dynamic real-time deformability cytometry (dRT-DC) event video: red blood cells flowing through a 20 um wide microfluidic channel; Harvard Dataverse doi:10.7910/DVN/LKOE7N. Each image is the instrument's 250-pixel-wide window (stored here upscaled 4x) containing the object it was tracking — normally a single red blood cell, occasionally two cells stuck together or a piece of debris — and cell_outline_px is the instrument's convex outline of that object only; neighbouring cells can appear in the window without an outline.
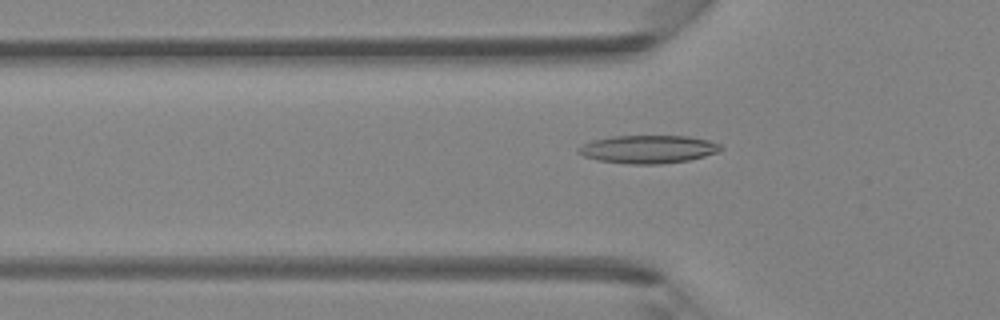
{"species": "Egyptian fruit bat (a non-hibernating species)", "species_latin": "Rousettus aegyptiacus", "temperature_condition": "room temperature", "stored_images_in_passage": 47, "camera_frame_rate_fps": 3000, "um_per_image_px": 0.085, "animal": {"sex": "female"}, "frame": {"image": 1, "passage_image": 16, "time_ms": 5.0, "image_size_px": [1000, 320], "cell_outline_px": [[724, 148], [716, 152], [704, 156], [688, 160], [660, 164], [628, 164], [596, 160], [584, 156], [576, 152], [576, 148], [592, 140], [612, 136], [688, 136], [708, 140], [720, 144]], "centroid_in_image_um": [55.06, 12.68], "position_along_channel_um": 70.7, "area_um2": 23.29}}
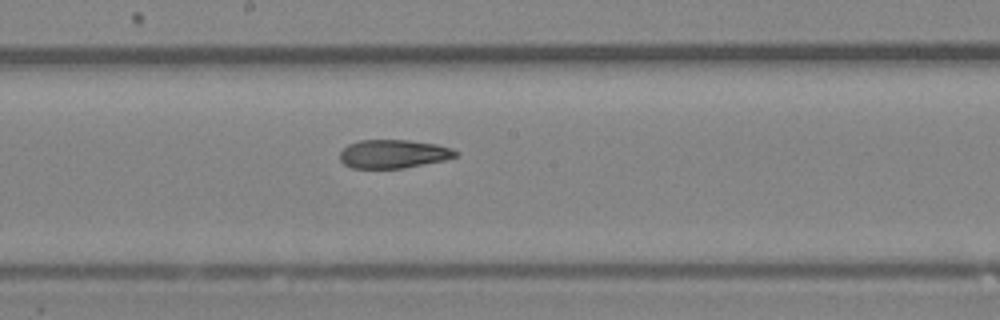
{"frame": {"image": 2, "passage_image": 26, "time_ms": 8.333, "image_size_px": [1000, 320], "cell_outline_px": [[460, 152], [456, 156], [444, 160], [404, 168], [352, 168], [344, 164], [340, 160], [340, 152], [348, 144], [360, 140], [408, 140], [436, 144], [452, 148]], "centroid_in_image_um": [33.44, 13.08], "position_along_channel_um": 214.8, "area_um2": 19.25}}
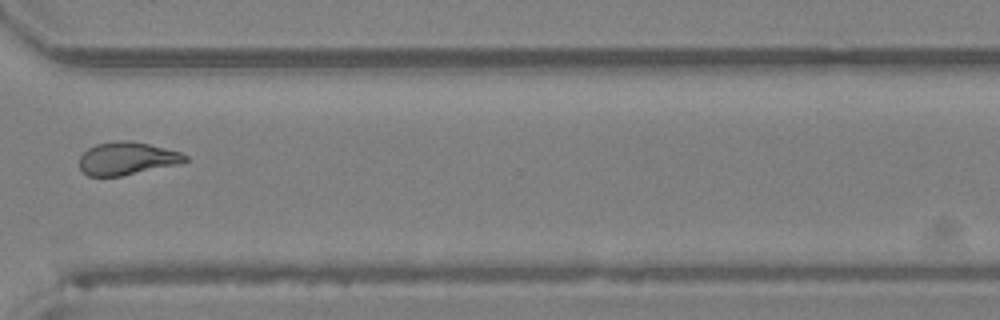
{"frame": {"image": 3, "passage_image": 36, "time_ms": 11.667, "image_size_px": [1000, 320], "cell_outline_px": [[188, 160], [184, 164], [120, 176], [88, 176], [80, 168], [80, 156], [88, 148], [96, 144], [116, 140], [128, 140], [148, 144], [180, 152], [188, 156]], "centroid_in_image_um": [10.84, 13.47], "position_along_channel_um": 359.8, "area_um2": 20.4}, "authors_computed_cell_mechanics": {"area_um2": 20.9814, "velocity_mm_per_s": 4.3349, "shape_relaxation_time_tau1_ms": null, "shape_relaxation_time_tau2_ms": 3.1263, "deformation_change_tau1": null, "deformation_change_tau2": 0.1102}}